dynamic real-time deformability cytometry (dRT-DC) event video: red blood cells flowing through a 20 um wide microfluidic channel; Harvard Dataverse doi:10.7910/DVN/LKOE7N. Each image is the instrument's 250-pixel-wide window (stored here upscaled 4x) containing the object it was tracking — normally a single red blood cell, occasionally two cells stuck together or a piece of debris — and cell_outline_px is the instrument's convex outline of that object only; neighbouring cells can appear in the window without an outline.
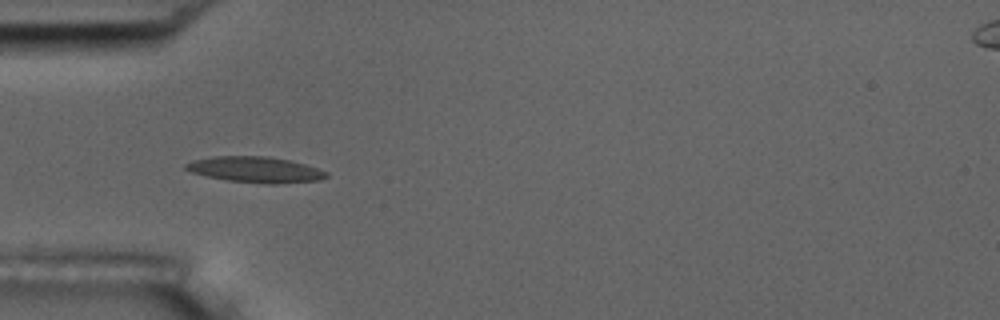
{"species": "common noctule bat (a hibernating species)", "species_latin": "Nyctalus noctula", "temperature_condition": "room temperature", "stored_images_in_passage": 6, "camera_frame_rate_fps": 3000, "um_per_image_px": 0.085, "animal": {"sex": "male", "body_mass_g": 17.5, "forearm_length_mm": 52.3}, "frame": {"image": 1, "passage_image": 5, "time_ms": 5.333, "image_size_px": [1000, 320], "cell_outline_px": [[328, 176], [320, 180], [276, 184], [268, 184], [228, 180], [208, 176], [192, 172], [184, 168], [184, 164], [192, 160], [212, 156], [268, 156], [288, 160], [304, 164], [328, 172]], "centroid_in_image_um": [21.7, 14.41], "position_along_channel_um": 63.3, "area_um2": 21.04}}